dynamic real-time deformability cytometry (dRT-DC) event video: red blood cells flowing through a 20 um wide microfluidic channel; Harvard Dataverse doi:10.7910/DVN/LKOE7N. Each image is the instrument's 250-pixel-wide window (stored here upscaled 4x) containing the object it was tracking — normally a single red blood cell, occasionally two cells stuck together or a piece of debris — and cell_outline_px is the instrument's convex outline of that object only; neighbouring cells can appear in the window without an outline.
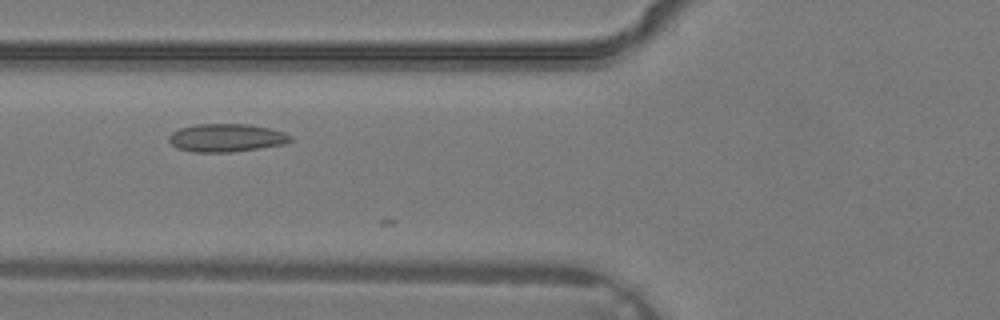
{"species": "common noctule bat (a hibernating species)", "species_latin": "Nyctalus noctula", "temperature_condition": "warm", "stored_images_in_passage": 13, "camera_frame_rate_fps": 3000, "um_per_image_px": 0.085, "animal": {"sex": "male", "body_mass_g": 19.2, "forearm_length_mm": 51.8}, "frame": {"image": 1, "passage_image": 11, "time_ms": 3.333, "image_size_px": [1000, 320], "cell_outline_px": [[292, 140], [284, 144], [260, 148], [232, 152], [196, 152], [176, 148], [168, 140], [168, 136], [172, 132], [180, 128], [196, 124], [248, 124], [268, 128], [284, 132], [292, 136]], "centroid_in_image_um": [19.23, 11.71], "position_along_channel_um": 106.6, "area_um2": 19.88}}